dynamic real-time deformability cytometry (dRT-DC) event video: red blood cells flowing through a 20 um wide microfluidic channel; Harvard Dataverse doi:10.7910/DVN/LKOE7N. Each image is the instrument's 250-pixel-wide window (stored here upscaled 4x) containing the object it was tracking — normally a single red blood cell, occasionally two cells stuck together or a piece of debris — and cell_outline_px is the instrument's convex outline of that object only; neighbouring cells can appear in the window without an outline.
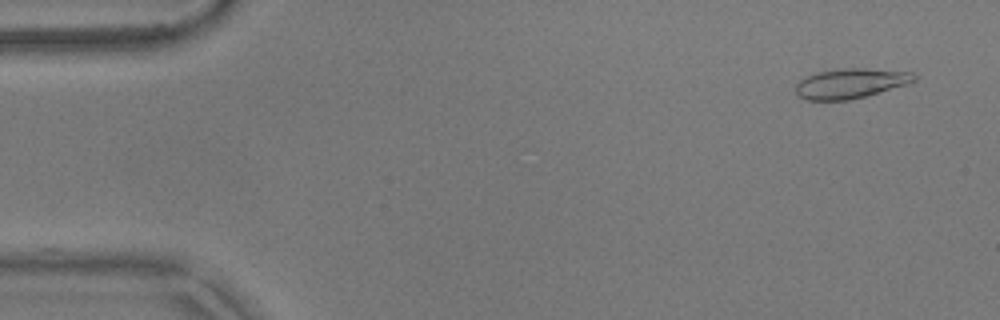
{"species": "common noctule bat (a hibernating species)", "species_latin": "Nyctalus noctula", "temperature_condition": "warm", "stored_images_in_passage": 52, "camera_frame_rate_fps": 3000, "um_per_image_px": 0.085, "animal": {"sex": "male", "body_mass_g": 17.9}, "frame": {"image": 1, "passage_image": 1, "time_ms": 0.0, "image_size_px": [1000, 320], "cell_outline_px": [[916, 80], [908, 84], [864, 96], [848, 100], [808, 100], [800, 96], [796, 92], [796, 84], [800, 80], [816, 72], [844, 68], [864, 68], [912, 72], [916, 76]], "centroid_in_image_um": [72.31, 7.08], "position_along_channel_um": 12.7, "area_um2": 20.4}}
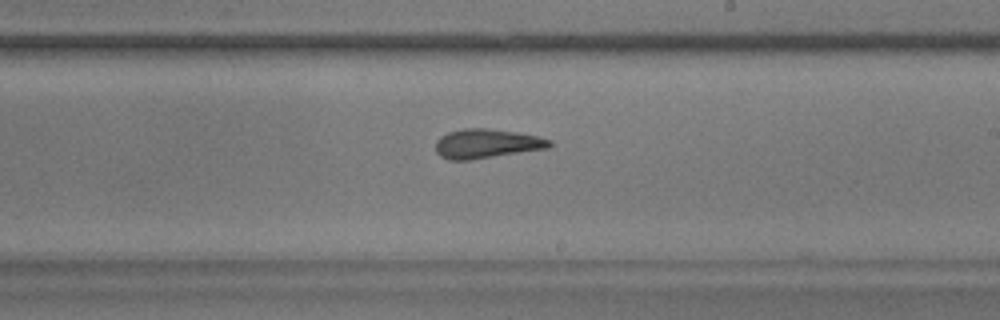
{"frame": {"image": 2, "passage_image": 29, "time_ms": 9.333, "image_size_px": [1000, 320], "cell_outline_px": [[552, 144], [548, 148], [468, 160], [448, 160], [440, 156], [436, 152], [436, 140], [440, 136], [448, 132], [464, 128], [488, 128], [516, 132], [536, 136], [552, 140]], "centroid_in_image_um": [41.33, 12.2], "position_along_channel_um": 247.7, "area_um2": 19.36}}
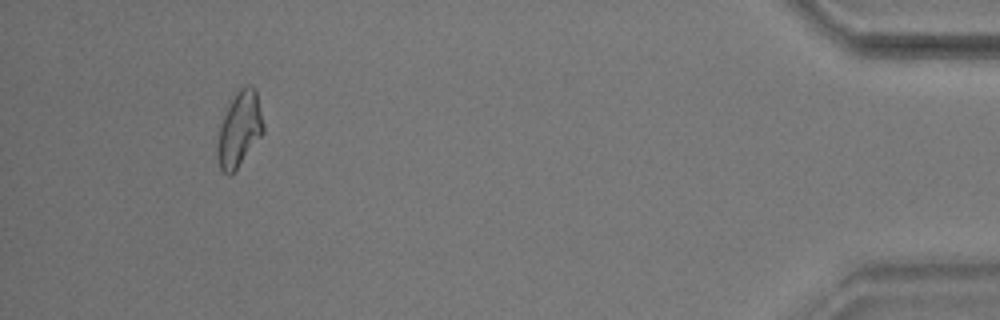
{"frame": {"image": 3, "passage_image": 48, "time_ms": 15.667, "image_size_px": [1000, 320], "cell_outline_px": [[264, 132], [236, 168], [228, 176], [220, 168], [216, 156], [216, 148], [220, 124], [236, 92], [244, 84], [252, 84], [256, 88], [264, 124]], "centroid_in_image_um": [20.35, 10.94], "position_along_channel_um": 414.8, "area_um2": 19.94}, "authors_computed_cell_mechanics": {"area_um2": 19.7676, "velocity_mm_per_s": 3.7083, "shape_relaxation_time_tau1_ms": 4.2089, "shape_relaxation_time_tau2_ms": 1.6379, "deformation_change_tau1": 0.1332, "deformation_change_tau2": 0.0975}}